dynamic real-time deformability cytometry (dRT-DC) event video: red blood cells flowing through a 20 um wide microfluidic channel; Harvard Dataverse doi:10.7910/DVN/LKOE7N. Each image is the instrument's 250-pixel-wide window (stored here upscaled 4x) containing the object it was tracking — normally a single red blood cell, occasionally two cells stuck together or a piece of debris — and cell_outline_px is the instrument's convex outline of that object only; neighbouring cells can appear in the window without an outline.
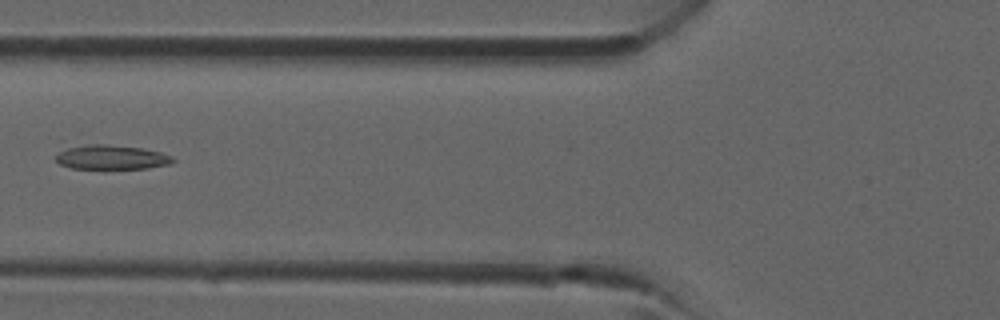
{"species": "common noctule bat (a hibernating species)", "species_latin": "Nyctalus noctula", "temperature_condition": "room temperature", "stored_images_in_passage": 39, "camera_frame_rate_fps": 3000, "um_per_image_px": 0.085, "animal": {"sex": "male", "forearm_length_mm": 52.5}, "frame": {"image": 1, "passage_image": 15, "time_ms": 4.667, "image_size_px": [1000, 320], "cell_outline_px": [[176, 160], [168, 164], [148, 168], [72, 168], [60, 164], [56, 160], [56, 156], [60, 152], [68, 148], [88, 144], [104, 144], [140, 148], [160, 152], [172, 156]], "centroid_in_image_um": [9.49, 13.36], "position_along_channel_um": 116.3, "area_um2": 16.24}}
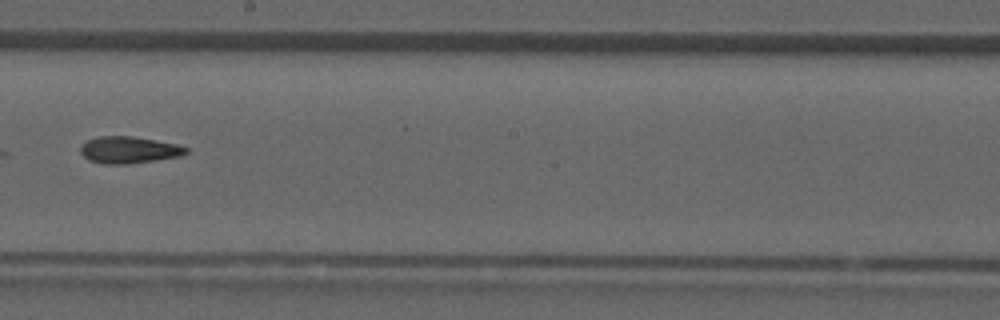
{"frame": {"image": 2, "passage_image": 22, "time_ms": 7.0, "image_size_px": [1000, 320], "cell_outline_px": [[188, 152], [180, 156], [156, 160], [128, 164], [104, 164], [88, 160], [80, 152], [80, 144], [88, 140], [100, 136], [132, 136], [156, 140], [176, 144], [188, 148]], "centroid_in_image_um": [10.93, 12.74], "position_along_channel_um": 237.3, "area_um2": 16.53}}